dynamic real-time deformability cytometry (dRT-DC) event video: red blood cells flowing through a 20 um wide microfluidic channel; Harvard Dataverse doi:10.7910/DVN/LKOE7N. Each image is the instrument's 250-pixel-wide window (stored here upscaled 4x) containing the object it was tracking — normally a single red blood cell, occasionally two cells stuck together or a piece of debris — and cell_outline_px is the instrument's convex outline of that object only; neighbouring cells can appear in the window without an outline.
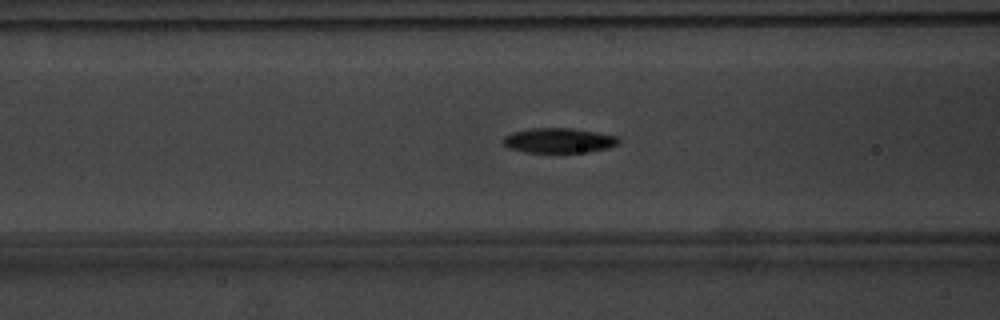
{"species": "common noctule bat (a hibernating species)", "species_latin": "Nyctalus noctula", "temperature_condition": "warm", "stored_images_in_passage": 39, "camera_frame_rate_fps": 3000, "um_per_image_px": 0.085, "animal": {"sex": "male", "body_mass_g": 20.1, "forearm_length_mm": 53.5}, "frame": {"image": 1, "passage_image": 7, "time_ms": 2.0, "image_size_px": [1000, 320], "cell_outline_px": [[620, 144], [608, 148], [588, 152], [528, 152], [508, 148], [504, 144], [504, 136], [512, 132], [528, 128], [572, 128], [616, 136], [620, 140]], "centroid_in_image_um": [47.5, 11.94], "position_along_channel_um": 119.1, "area_um2": 16.7}}
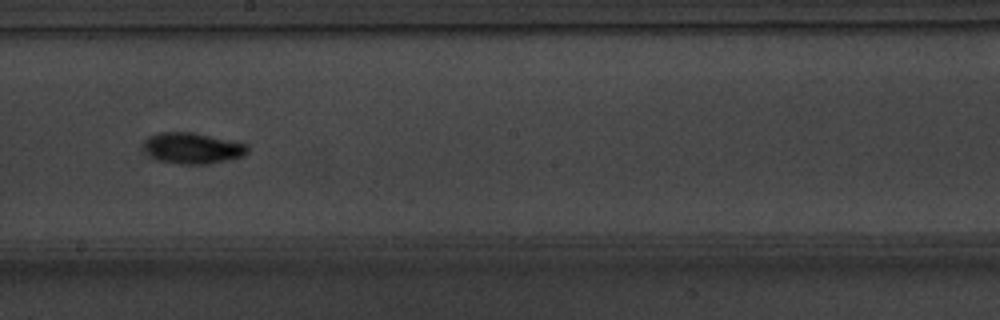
{"frame": {"image": 2, "passage_image": 16, "time_ms": 5.0, "image_size_px": [1000, 320], "cell_outline_px": [[248, 152], [244, 156], [208, 164], [176, 164], [160, 160], [152, 156], [148, 148], [148, 140], [152, 136], [160, 132], [192, 132], [248, 144]], "centroid_in_image_um": [16.49, 12.6], "position_along_channel_um": 231.7, "area_um2": 18.15}}
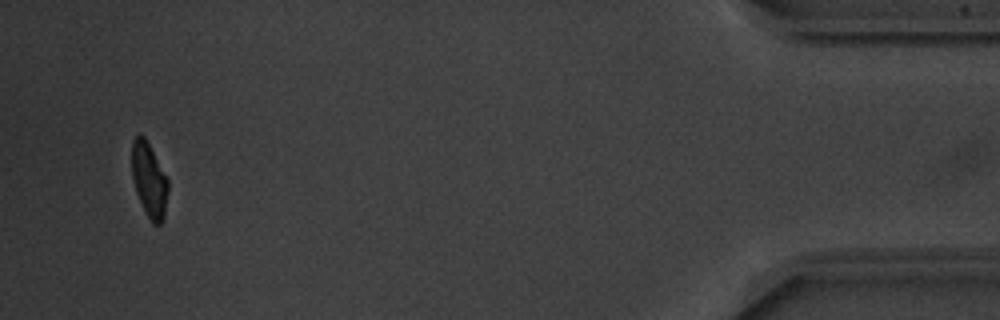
{"frame": {"image": 3, "passage_image": 37, "time_ms": 12.0, "image_size_px": [1000, 320], "cell_outline_px": [[168, 192], [164, 216], [160, 224], [152, 224], [144, 212], [136, 192], [132, 176], [132, 140], [136, 136], [144, 136], [168, 180]], "centroid_in_image_um": [12.67, 15.35], "position_along_channel_um": 422.5, "area_um2": 15.55}, "authors_computed_cell_mechanics": {"area_um2": 17.1088, "velocity_mm_per_s": 3.7517, "shape_relaxation_time_tau1_ms": 2.2289, "shape_relaxation_time_tau2_ms": 2.2554, "deformation_change_tau1": 0.1466, "deformation_change_tau2": 0.0645}}